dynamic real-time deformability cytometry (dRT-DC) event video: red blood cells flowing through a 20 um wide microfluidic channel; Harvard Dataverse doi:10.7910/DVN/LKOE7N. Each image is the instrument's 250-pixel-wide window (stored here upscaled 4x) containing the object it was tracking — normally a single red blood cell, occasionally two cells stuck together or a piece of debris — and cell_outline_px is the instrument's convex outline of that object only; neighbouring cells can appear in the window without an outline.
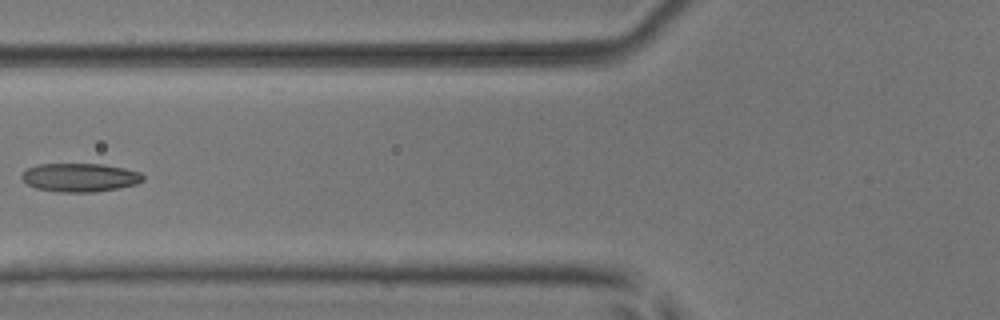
{"species": "common noctule bat (a hibernating species)", "species_latin": "Nyctalus noctula", "temperature_condition": "room temperature", "stored_images_in_passage": 8, "camera_frame_rate_fps": 3000, "um_per_image_px": 0.085, "animal": {"sex": "male", "body_mass_g": 17.9, "forearm_length_mm": 54.2}, "frame": {"image": 1, "passage_image": 6, "time_ms": 1.667, "image_size_px": [1000, 320], "cell_outline_px": [[144, 180], [136, 184], [96, 192], [56, 192], [36, 188], [28, 184], [20, 176], [28, 168], [36, 164], [100, 164], [124, 168], [140, 172], [144, 176]], "centroid_in_image_um": [6.79, 15.09], "position_along_channel_um": 119.0, "area_um2": 20.11}}
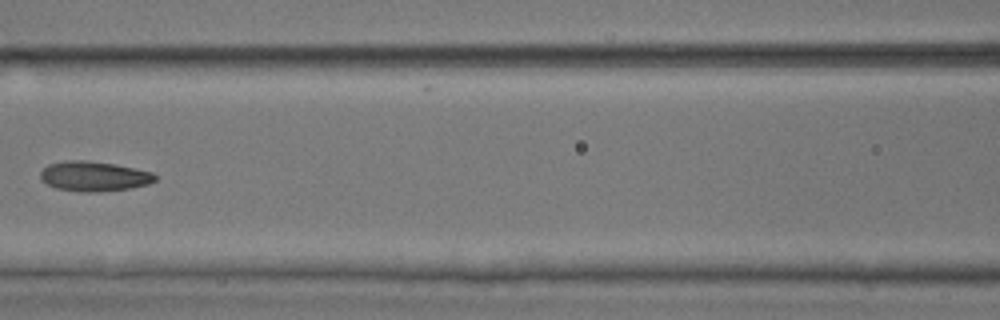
{"frame": {"image": 2, "passage_image": 7, "time_ms": 2.0, "image_size_px": [1000, 320], "cell_outline_px": [[156, 180], [148, 184], [128, 188], [96, 192], [84, 192], [56, 188], [48, 184], [40, 176], [40, 172], [48, 164], [64, 160], [84, 160], [116, 164], [152, 172], [156, 176]], "centroid_in_image_um": [7.98, 14.97], "position_along_channel_um": 158.6, "area_um2": 19.83}}
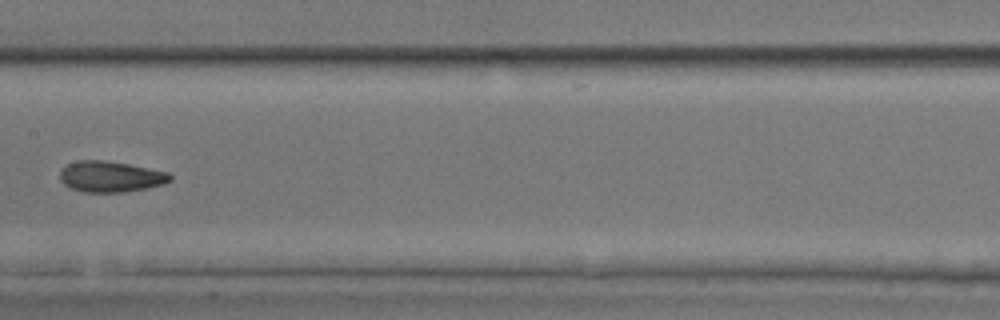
{"frame": {"image": 3, "passage_image": 8, "time_ms": 2.333, "image_size_px": [1000, 320], "cell_outline_px": [[172, 180], [164, 184], [124, 192], [84, 192], [72, 188], [64, 184], [60, 180], [60, 172], [68, 164], [76, 160], [104, 160], [128, 164], [168, 172], [172, 176]], "centroid_in_image_um": [9.4, 15.01], "position_along_channel_um": 198.0, "area_um2": 19.71}}